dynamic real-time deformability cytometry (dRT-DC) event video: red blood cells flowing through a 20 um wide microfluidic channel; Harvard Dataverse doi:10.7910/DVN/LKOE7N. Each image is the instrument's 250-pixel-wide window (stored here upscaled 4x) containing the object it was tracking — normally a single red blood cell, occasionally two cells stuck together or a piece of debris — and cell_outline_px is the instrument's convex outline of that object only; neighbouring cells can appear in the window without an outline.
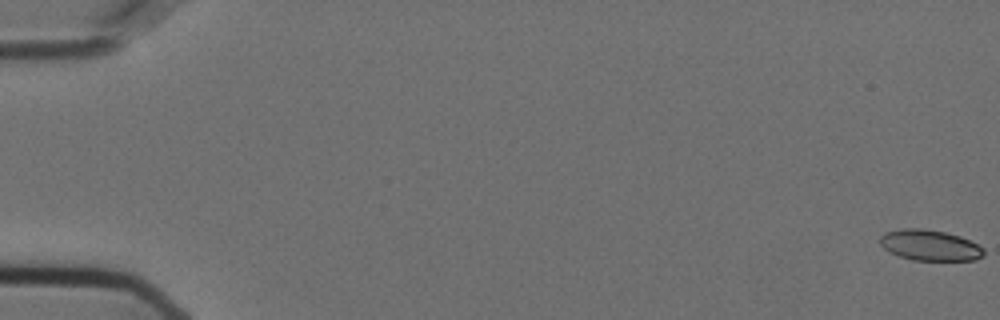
{"species": "Egyptian fruit bat (a non-hibernating species)", "species_latin": "Rousettus aegyptiacus", "temperature_condition": "cold", "stored_images_in_passage": 58, "camera_frame_rate_fps": 3000, "um_per_image_px": 0.085, "animal": {"sex": "female"}, "frame": {"image": 1, "passage_image": 1, "time_ms": 0.0, "image_size_px": [1000, 320], "cell_outline_px": [[984, 256], [976, 260], [912, 260], [888, 252], [880, 244], [880, 236], [884, 232], [904, 228], [920, 228], [944, 232], [960, 236], [984, 248]], "centroid_in_image_um": [79.02, 20.85], "position_along_channel_um": 6.0, "area_um2": 18.61}}
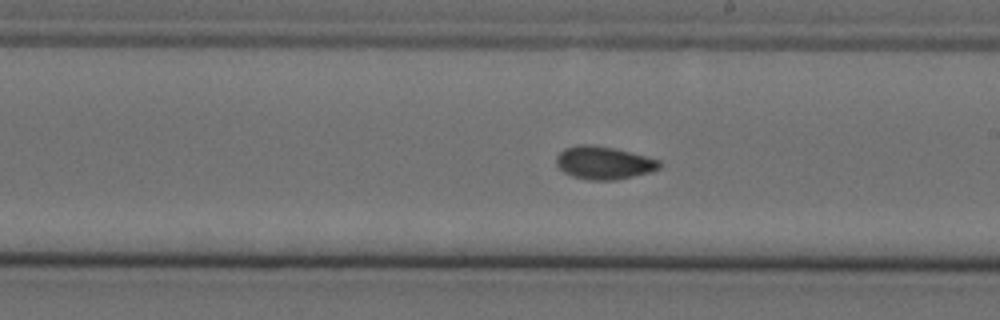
{"frame": {"image": 2, "passage_image": 34, "time_ms": 11.0, "image_size_px": [1000, 320], "cell_outline_px": [[660, 168], [652, 172], [616, 180], [588, 180], [572, 176], [564, 172], [556, 164], [556, 156], [564, 148], [576, 144], [592, 144], [612, 148], [660, 160]], "centroid_in_image_um": [51.29, 13.84], "position_along_channel_um": 237.7, "area_um2": 19.77}}
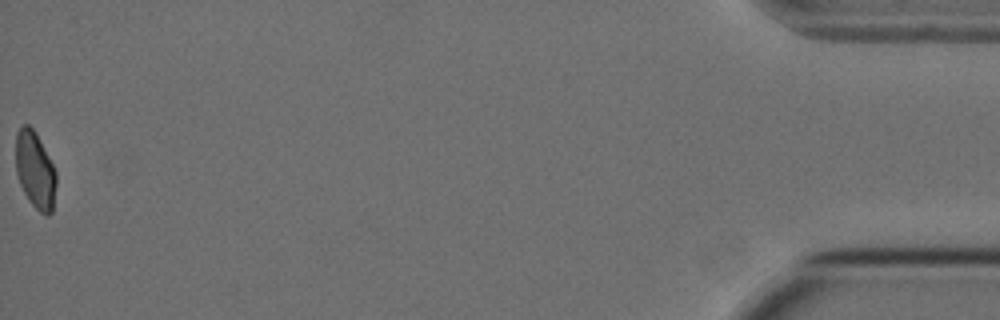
{"frame": {"image": 3, "passage_image": 58, "time_ms": 19.0, "image_size_px": [1000, 320], "cell_outline_px": [[56, 184], [52, 212], [48, 216], [44, 216], [28, 200], [20, 184], [16, 172], [16, 132], [24, 124], [28, 124], [36, 132], [56, 172]], "centroid_in_image_um": [2.98, 14.48], "position_along_channel_um": 432.2, "area_um2": 18.09}, "authors_computed_cell_mechanics": {"area_um2": 19.2474, "velocity_mm_per_s": 3.6137, "shape_relaxation_time_tau1_ms": null, "shape_relaxation_time_tau2_ms": 2.242, "deformation_change_tau1": null, "deformation_change_tau2": 0.0642}}